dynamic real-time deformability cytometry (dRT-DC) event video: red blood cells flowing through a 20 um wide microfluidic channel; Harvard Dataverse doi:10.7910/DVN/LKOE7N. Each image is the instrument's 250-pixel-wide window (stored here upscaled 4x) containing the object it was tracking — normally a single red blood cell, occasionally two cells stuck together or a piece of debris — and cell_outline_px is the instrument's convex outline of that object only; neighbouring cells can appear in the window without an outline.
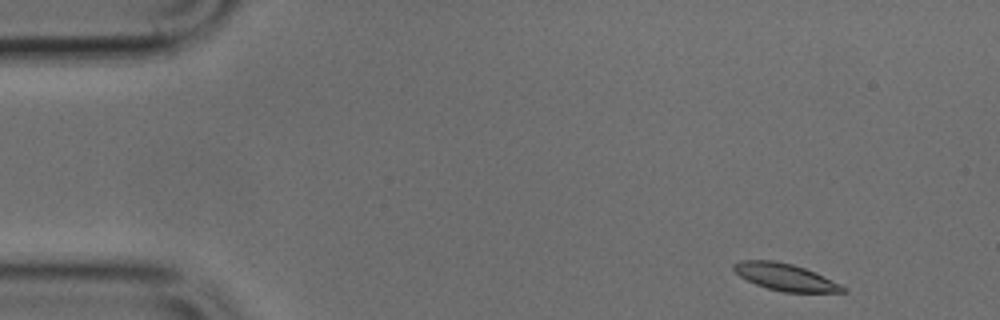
{"species": "common noctule bat (a hibernating species)", "species_latin": "Nyctalus noctula", "temperature_condition": "cold", "stored_images_in_passage": 46, "camera_frame_rate_fps": 3000, "um_per_image_px": 0.085, "animal": {"sex": "male", "body_mass_g": 17.9, "forearm_length_mm": 54.2}, "frame": {"image": 1, "passage_image": 2, "time_ms": 0.333, "image_size_px": [1000, 320], "cell_outline_px": [[848, 292], [784, 292], [768, 288], [756, 284], [740, 276], [732, 268], [732, 264], [740, 260], [772, 260], [792, 264], [816, 272], [848, 288]], "centroid_in_image_um": [66.76, 23.54], "position_along_channel_um": 18.2, "area_um2": 17.11}}
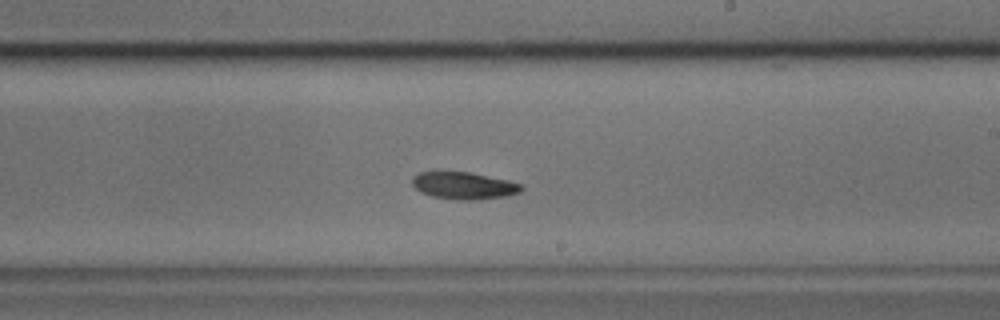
{"frame": {"image": 2, "passage_image": 26, "time_ms": 8.333, "image_size_px": [1000, 320], "cell_outline_px": [[524, 188], [520, 192], [508, 196], [476, 200], [456, 200], [432, 196], [420, 192], [412, 184], [412, 176], [420, 172], [468, 172], [508, 180], [524, 184]], "centroid_in_image_um": [39.46, 15.79], "position_along_channel_um": 249.5, "area_um2": 17.4}}
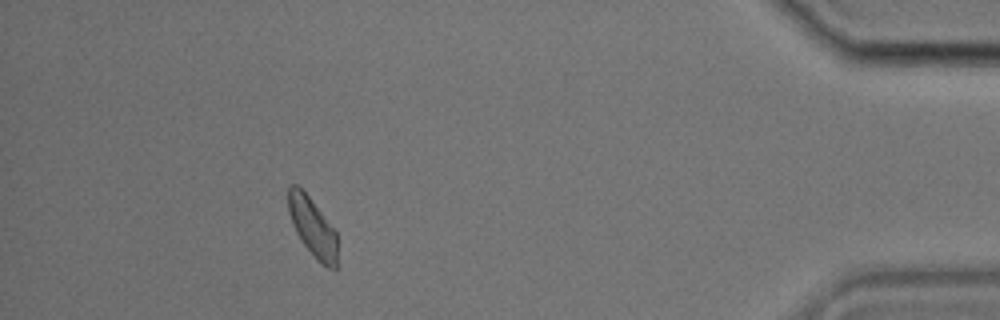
{"frame": {"image": 3, "passage_image": 42, "time_ms": 13.667, "image_size_px": [1000, 320], "cell_outline_px": [[336, 268], [328, 268], [320, 264], [316, 260], [304, 244], [296, 232], [292, 224], [288, 212], [288, 188], [292, 184], [296, 184], [312, 200], [336, 232]], "centroid_in_image_um": [26.54, 19.31], "position_along_channel_um": 408.7, "area_um2": 16.59}}